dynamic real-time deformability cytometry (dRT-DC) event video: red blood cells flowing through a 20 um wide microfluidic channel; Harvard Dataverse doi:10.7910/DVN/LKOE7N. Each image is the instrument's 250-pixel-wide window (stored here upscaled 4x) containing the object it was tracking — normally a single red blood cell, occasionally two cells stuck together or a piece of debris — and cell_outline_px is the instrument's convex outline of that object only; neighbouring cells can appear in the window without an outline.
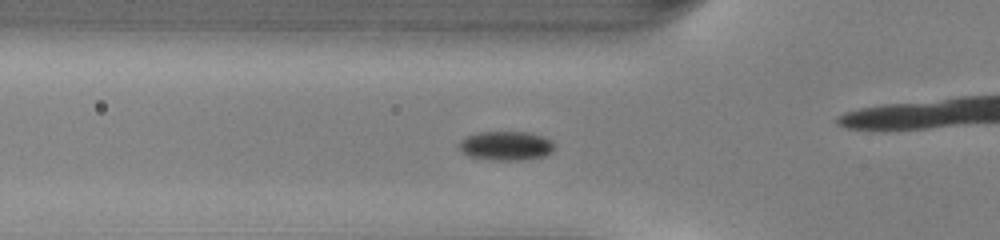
{"species": "common noctule bat (a hibernating species)", "species_latin": "Nyctalus noctula", "temperature_condition": "warm", "stored_images_in_passage": 46, "camera_frame_rate_fps": 3000, "um_per_image_px": 0.085, "animal": {"sex": "male", "body_mass_g": 13.0, "forearm_length_mm": 53.1}, "frame": {"image": 1, "passage_image": 12, "time_ms": 3.667, "image_size_px": [1000, 240], "cell_outline_px": [[556, 148], [552, 152], [544, 156], [524, 160], [492, 160], [468, 156], [460, 152], [456, 144], [464, 136], [480, 132], [528, 132], [544, 136], [552, 140], [556, 144]], "centroid_in_image_um": [43.0, 12.39], "position_along_channel_um": 82.8, "area_um2": 16.7}}
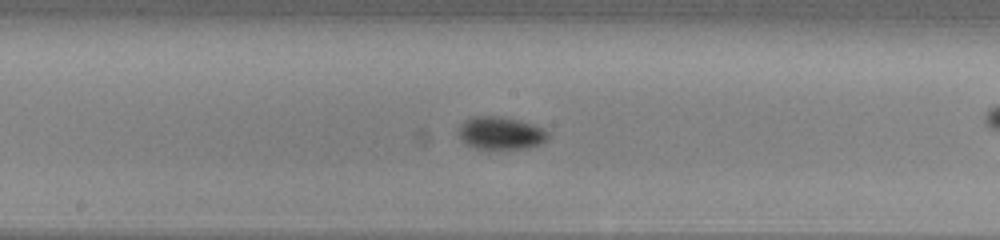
{"frame": {"image": 2, "passage_image": 21, "time_ms": 6.667, "image_size_px": [1000, 240], "cell_outline_px": [[548, 140], [540, 144], [528, 148], [488, 152], [476, 148], [460, 140], [460, 124], [464, 120], [472, 116], [500, 116], [520, 120], [544, 128], [548, 132]], "centroid_in_image_um": [42.57, 11.35], "position_along_channel_um": 205.6, "area_um2": 17.74}}
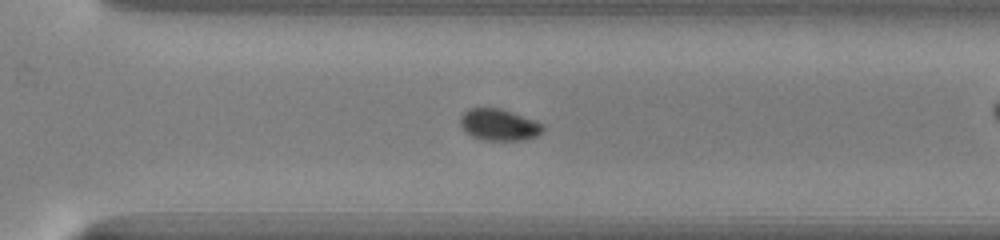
{"frame": {"image": 3, "passage_image": 30, "time_ms": 9.667, "image_size_px": [1000, 240], "cell_outline_px": [[544, 132], [536, 136], [524, 140], [480, 140], [464, 132], [460, 124], [460, 116], [468, 108], [500, 108], [512, 112], [544, 124]], "centroid_in_image_um": [42.4, 10.61], "position_along_channel_um": 328.2, "area_um2": 15.37}, "authors_computed_cell_mechanics": {"area_um2": 15.5482, "velocity_mm_per_s": 4.0849, "shape_relaxation_time_tau1_ms": 1.7001, "shape_relaxation_time_tau2_ms": null, "deformation_change_tau1": 0.0756, "deformation_change_tau2": null}}